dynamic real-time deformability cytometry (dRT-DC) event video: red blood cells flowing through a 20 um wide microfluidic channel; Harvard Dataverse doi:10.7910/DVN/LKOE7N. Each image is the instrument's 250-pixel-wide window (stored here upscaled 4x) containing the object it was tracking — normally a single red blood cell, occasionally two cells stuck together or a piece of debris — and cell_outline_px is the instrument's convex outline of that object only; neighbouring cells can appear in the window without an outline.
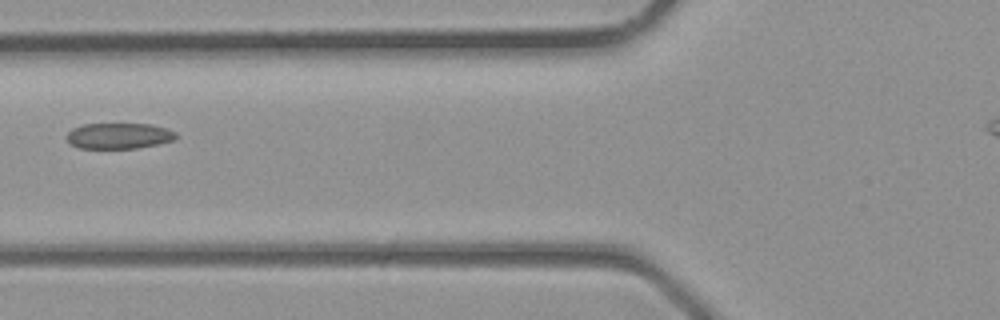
{"species": "common noctule bat (a hibernating species)", "species_latin": "Nyctalus noctula", "temperature_condition": "room temperature", "stored_images_in_passage": 7, "camera_frame_rate_fps": 3000, "um_per_image_px": 0.085, "animal": {"sex": "male", "body_mass_g": 23.1, "forearm_length_mm": 52.7}, "frame": {"image": 1, "passage_image": 6, "time_ms": 1.667, "image_size_px": [1000, 320], "cell_outline_px": [[176, 140], [136, 148], [80, 148], [72, 144], [68, 140], [68, 132], [72, 128], [84, 124], [152, 124], [176, 132]], "centroid_in_image_um": [10.12, 11.54], "position_along_channel_um": 115.7, "area_um2": 16.24}}